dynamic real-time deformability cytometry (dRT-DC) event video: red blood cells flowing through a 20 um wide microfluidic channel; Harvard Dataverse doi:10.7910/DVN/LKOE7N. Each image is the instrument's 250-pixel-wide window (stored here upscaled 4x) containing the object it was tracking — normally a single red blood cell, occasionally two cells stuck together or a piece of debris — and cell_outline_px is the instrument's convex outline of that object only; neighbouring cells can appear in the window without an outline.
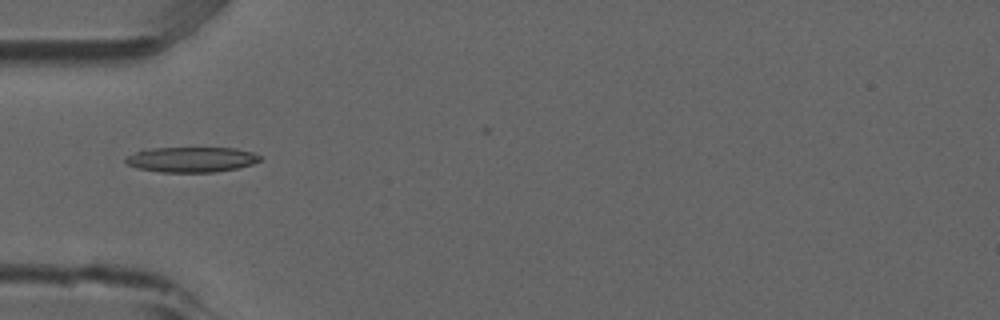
{"species": "common noctule bat (a hibernating species)", "species_latin": "Nyctalus noctula", "temperature_condition": "room temperature", "stored_images_in_passage": 5, "camera_frame_rate_fps": 3000, "um_per_image_px": 0.085, "animal": {"sex": "male", "forearm_length_mm": 52.5}, "frame": {"image": 1, "passage_image": 5, "time_ms": 1.333, "image_size_px": [1000, 320], "cell_outline_px": [[264, 156], [260, 160], [252, 164], [236, 168], [216, 172], [160, 172], [136, 168], [128, 164], [124, 160], [128, 156], [144, 148], [236, 148], [252, 152]], "centroid_in_image_um": [16.28, 13.55], "position_along_channel_um": 68.7, "area_um2": 19.83}}